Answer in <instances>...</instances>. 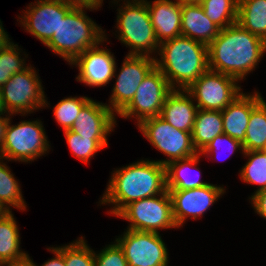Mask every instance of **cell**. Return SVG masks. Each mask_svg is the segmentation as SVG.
<instances>
[{"label": "cell", "instance_id": "obj_18", "mask_svg": "<svg viewBox=\"0 0 266 266\" xmlns=\"http://www.w3.org/2000/svg\"><path fill=\"white\" fill-rule=\"evenodd\" d=\"M263 100L258 92L253 95L241 93L221 111L224 134L241 143L245 140L251 111Z\"/></svg>", "mask_w": 266, "mask_h": 266}, {"label": "cell", "instance_id": "obj_15", "mask_svg": "<svg viewBox=\"0 0 266 266\" xmlns=\"http://www.w3.org/2000/svg\"><path fill=\"white\" fill-rule=\"evenodd\" d=\"M224 191L223 187L213 184L188 190H168L177 228L185 222L187 217L191 216L193 219L201 217Z\"/></svg>", "mask_w": 266, "mask_h": 266}, {"label": "cell", "instance_id": "obj_17", "mask_svg": "<svg viewBox=\"0 0 266 266\" xmlns=\"http://www.w3.org/2000/svg\"><path fill=\"white\" fill-rule=\"evenodd\" d=\"M109 107L90 99L82 107L70 130L82 137L106 139L116 123L115 113Z\"/></svg>", "mask_w": 266, "mask_h": 266}, {"label": "cell", "instance_id": "obj_22", "mask_svg": "<svg viewBox=\"0 0 266 266\" xmlns=\"http://www.w3.org/2000/svg\"><path fill=\"white\" fill-rule=\"evenodd\" d=\"M223 133L221 111L197 110L194 127L191 133L192 143L197 153H201L216 136Z\"/></svg>", "mask_w": 266, "mask_h": 266}, {"label": "cell", "instance_id": "obj_4", "mask_svg": "<svg viewBox=\"0 0 266 266\" xmlns=\"http://www.w3.org/2000/svg\"><path fill=\"white\" fill-rule=\"evenodd\" d=\"M84 8L96 10L92 7L74 6L45 44L70 64L86 49L106 41L105 31L86 16Z\"/></svg>", "mask_w": 266, "mask_h": 266}, {"label": "cell", "instance_id": "obj_26", "mask_svg": "<svg viewBox=\"0 0 266 266\" xmlns=\"http://www.w3.org/2000/svg\"><path fill=\"white\" fill-rule=\"evenodd\" d=\"M242 146L244 151L266 150V103L264 100L251 111Z\"/></svg>", "mask_w": 266, "mask_h": 266}, {"label": "cell", "instance_id": "obj_12", "mask_svg": "<svg viewBox=\"0 0 266 266\" xmlns=\"http://www.w3.org/2000/svg\"><path fill=\"white\" fill-rule=\"evenodd\" d=\"M116 243L123 250L128 266H167L168 252L159 233L126 230Z\"/></svg>", "mask_w": 266, "mask_h": 266}, {"label": "cell", "instance_id": "obj_2", "mask_svg": "<svg viewBox=\"0 0 266 266\" xmlns=\"http://www.w3.org/2000/svg\"><path fill=\"white\" fill-rule=\"evenodd\" d=\"M112 175L101 204L113 203L110 213L115 216L131 202L166 191V166L157 161H138L116 169Z\"/></svg>", "mask_w": 266, "mask_h": 266}, {"label": "cell", "instance_id": "obj_33", "mask_svg": "<svg viewBox=\"0 0 266 266\" xmlns=\"http://www.w3.org/2000/svg\"><path fill=\"white\" fill-rule=\"evenodd\" d=\"M18 45L10 43L7 47L0 50V88L11 78L15 73H20L27 68L24 59H20ZM25 66V67H24Z\"/></svg>", "mask_w": 266, "mask_h": 266}, {"label": "cell", "instance_id": "obj_28", "mask_svg": "<svg viewBox=\"0 0 266 266\" xmlns=\"http://www.w3.org/2000/svg\"><path fill=\"white\" fill-rule=\"evenodd\" d=\"M0 205L5 211H10V206L25 210L26 205L20 186L14 175L0 158ZM9 205V206H8Z\"/></svg>", "mask_w": 266, "mask_h": 266}, {"label": "cell", "instance_id": "obj_9", "mask_svg": "<svg viewBox=\"0 0 266 266\" xmlns=\"http://www.w3.org/2000/svg\"><path fill=\"white\" fill-rule=\"evenodd\" d=\"M6 111L12 114H25L47 105L41 82L32 66L15 73L0 88Z\"/></svg>", "mask_w": 266, "mask_h": 266}, {"label": "cell", "instance_id": "obj_42", "mask_svg": "<svg viewBox=\"0 0 266 266\" xmlns=\"http://www.w3.org/2000/svg\"><path fill=\"white\" fill-rule=\"evenodd\" d=\"M181 5L185 4H201L203 0H176Z\"/></svg>", "mask_w": 266, "mask_h": 266}, {"label": "cell", "instance_id": "obj_36", "mask_svg": "<svg viewBox=\"0 0 266 266\" xmlns=\"http://www.w3.org/2000/svg\"><path fill=\"white\" fill-rule=\"evenodd\" d=\"M250 199L256 213L266 219V190L255 192Z\"/></svg>", "mask_w": 266, "mask_h": 266}, {"label": "cell", "instance_id": "obj_16", "mask_svg": "<svg viewBox=\"0 0 266 266\" xmlns=\"http://www.w3.org/2000/svg\"><path fill=\"white\" fill-rule=\"evenodd\" d=\"M96 45L86 49L71 64L79 67L77 81L88 86H104L114 78L116 63L113 54Z\"/></svg>", "mask_w": 266, "mask_h": 266}, {"label": "cell", "instance_id": "obj_8", "mask_svg": "<svg viewBox=\"0 0 266 266\" xmlns=\"http://www.w3.org/2000/svg\"><path fill=\"white\" fill-rule=\"evenodd\" d=\"M9 121L0 158L30 162L42 156L49 149V142L42 123L38 121H22L17 125H9Z\"/></svg>", "mask_w": 266, "mask_h": 266}, {"label": "cell", "instance_id": "obj_19", "mask_svg": "<svg viewBox=\"0 0 266 266\" xmlns=\"http://www.w3.org/2000/svg\"><path fill=\"white\" fill-rule=\"evenodd\" d=\"M151 23L159 44L181 36L182 5L170 0L146 1Z\"/></svg>", "mask_w": 266, "mask_h": 266}, {"label": "cell", "instance_id": "obj_32", "mask_svg": "<svg viewBox=\"0 0 266 266\" xmlns=\"http://www.w3.org/2000/svg\"><path fill=\"white\" fill-rule=\"evenodd\" d=\"M64 256L66 266H95L94 251L83 237L63 247H56Z\"/></svg>", "mask_w": 266, "mask_h": 266}, {"label": "cell", "instance_id": "obj_11", "mask_svg": "<svg viewBox=\"0 0 266 266\" xmlns=\"http://www.w3.org/2000/svg\"><path fill=\"white\" fill-rule=\"evenodd\" d=\"M172 90L167 79L155 66L140 83L133 99L119 115L124 118L136 116L138 124L144 119L160 116L165 99Z\"/></svg>", "mask_w": 266, "mask_h": 266}, {"label": "cell", "instance_id": "obj_7", "mask_svg": "<svg viewBox=\"0 0 266 266\" xmlns=\"http://www.w3.org/2000/svg\"><path fill=\"white\" fill-rule=\"evenodd\" d=\"M137 125L149 142L169 157L157 161L164 166L197 153L192 143V132L178 130L160 116L144 119Z\"/></svg>", "mask_w": 266, "mask_h": 266}, {"label": "cell", "instance_id": "obj_44", "mask_svg": "<svg viewBox=\"0 0 266 266\" xmlns=\"http://www.w3.org/2000/svg\"><path fill=\"white\" fill-rule=\"evenodd\" d=\"M5 212V210L0 205V215H2Z\"/></svg>", "mask_w": 266, "mask_h": 266}, {"label": "cell", "instance_id": "obj_27", "mask_svg": "<svg viewBox=\"0 0 266 266\" xmlns=\"http://www.w3.org/2000/svg\"><path fill=\"white\" fill-rule=\"evenodd\" d=\"M239 0H203L205 15L220 29L237 22Z\"/></svg>", "mask_w": 266, "mask_h": 266}, {"label": "cell", "instance_id": "obj_21", "mask_svg": "<svg viewBox=\"0 0 266 266\" xmlns=\"http://www.w3.org/2000/svg\"><path fill=\"white\" fill-rule=\"evenodd\" d=\"M181 18V35L206 45H209L221 30L205 15L201 4L182 5Z\"/></svg>", "mask_w": 266, "mask_h": 266}, {"label": "cell", "instance_id": "obj_3", "mask_svg": "<svg viewBox=\"0 0 266 266\" xmlns=\"http://www.w3.org/2000/svg\"><path fill=\"white\" fill-rule=\"evenodd\" d=\"M158 50L161 60L155 59V66L172 89L178 87L186 90L209 69L208 45L189 37L181 35L166 40L159 45Z\"/></svg>", "mask_w": 266, "mask_h": 266}, {"label": "cell", "instance_id": "obj_39", "mask_svg": "<svg viewBox=\"0 0 266 266\" xmlns=\"http://www.w3.org/2000/svg\"><path fill=\"white\" fill-rule=\"evenodd\" d=\"M6 115V117H1L0 115V152H1V148L3 146V143H4V139H5V134H6V128H7V125L10 121V116Z\"/></svg>", "mask_w": 266, "mask_h": 266}, {"label": "cell", "instance_id": "obj_38", "mask_svg": "<svg viewBox=\"0 0 266 266\" xmlns=\"http://www.w3.org/2000/svg\"><path fill=\"white\" fill-rule=\"evenodd\" d=\"M74 6L92 7L98 9L102 5L103 0H64Z\"/></svg>", "mask_w": 266, "mask_h": 266}, {"label": "cell", "instance_id": "obj_10", "mask_svg": "<svg viewBox=\"0 0 266 266\" xmlns=\"http://www.w3.org/2000/svg\"><path fill=\"white\" fill-rule=\"evenodd\" d=\"M234 77L207 70L186 91L197 100L198 109L224 110L242 92Z\"/></svg>", "mask_w": 266, "mask_h": 266}, {"label": "cell", "instance_id": "obj_31", "mask_svg": "<svg viewBox=\"0 0 266 266\" xmlns=\"http://www.w3.org/2000/svg\"><path fill=\"white\" fill-rule=\"evenodd\" d=\"M90 100L87 97H68L54 107V116L57 123L62 126L65 130H70L73 126L74 121L79 115L82 107Z\"/></svg>", "mask_w": 266, "mask_h": 266}, {"label": "cell", "instance_id": "obj_43", "mask_svg": "<svg viewBox=\"0 0 266 266\" xmlns=\"http://www.w3.org/2000/svg\"><path fill=\"white\" fill-rule=\"evenodd\" d=\"M5 113H7L5 107H4V104H3V100H2V95H1V92H0V115H4Z\"/></svg>", "mask_w": 266, "mask_h": 266}, {"label": "cell", "instance_id": "obj_20", "mask_svg": "<svg viewBox=\"0 0 266 266\" xmlns=\"http://www.w3.org/2000/svg\"><path fill=\"white\" fill-rule=\"evenodd\" d=\"M192 96L183 89H173L166 97L160 117L174 128L192 132L198 110Z\"/></svg>", "mask_w": 266, "mask_h": 266}, {"label": "cell", "instance_id": "obj_13", "mask_svg": "<svg viewBox=\"0 0 266 266\" xmlns=\"http://www.w3.org/2000/svg\"><path fill=\"white\" fill-rule=\"evenodd\" d=\"M117 75L110 99V110L119 114L133 99L140 83L155 67V58L127 55Z\"/></svg>", "mask_w": 266, "mask_h": 266}, {"label": "cell", "instance_id": "obj_41", "mask_svg": "<svg viewBox=\"0 0 266 266\" xmlns=\"http://www.w3.org/2000/svg\"><path fill=\"white\" fill-rule=\"evenodd\" d=\"M32 266V260L30 259V257H27L24 260L18 261V262H11V263H4V264H0V266Z\"/></svg>", "mask_w": 266, "mask_h": 266}, {"label": "cell", "instance_id": "obj_6", "mask_svg": "<svg viewBox=\"0 0 266 266\" xmlns=\"http://www.w3.org/2000/svg\"><path fill=\"white\" fill-rule=\"evenodd\" d=\"M160 197V198H159ZM125 206L116 216L130 222L127 229L159 233V229L176 228L168 190Z\"/></svg>", "mask_w": 266, "mask_h": 266}, {"label": "cell", "instance_id": "obj_37", "mask_svg": "<svg viewBox=\"0 0 266 266\" xmlns=\"http://www.w3.org/2000/svg\"><path fill=\"white\" fill-rule=\"evenodd\" d=\"M48 249L55 254V258L48 260L42 266H66L63 254L56 247ZM32 266H36V264L32 262Z\"/></svg>", "mask_w": 266, "mask_h": 266}, {"label": "cell", "instance_id": "obj_25", "mask_svg": "<svg viewBox=\"0 0 266 266\" xmlns=\"http://www.w3.org/2000/svg\"><path fill=\"white\" fill-rule=\"evenodd\" d=\"M237 23L266 42V0H239Z\"/></svg>", "mask_w": 266, "mask_h": 266}, {"label": "cell", "instance_id": "obj_34", "mask_svg": "<svg viewBox=\"0 0 266 266\" xmlns=\"http://www.w3.org/2000/svg\"><path fill=\"white\" fill-rule=\"evenodd\" d=\"M95 266H128L123 250L117 243L105 247L99 254L94 252Z\"/></svg>", "mask_w": 266, "mask_h": 266}, {"label": "cell", "instance_id": "obj_1", "mask_svg": "<svg viewBox=\"0 0 266 266\" xmlns=\"http://www.w3.org/2000/svg\"><path fill=\"white\" fill-rule=\"evenodd\" d=\"M265 51L266 42L236 22L221 29L208 45V67L241 80L253 71Z\"/></svg>", "mask_w": 266, "mask_h": 266}, {"label": "cell", "instance_id": "obj_14", "mask_svg": "<svg viewBox=\"0 0 266 266\" xmlns=\"http://www.w3.org/2000/svg\"><path fill=\"white\" fill-rule=\"evenodd\" d=\"M35 4H30L20 21L25 30L46 44L74 5L64 0H38Z\"/></svg>", "mask_w": 266, "mask_h": 266}, {"label": "cell", "instance_id": "obj_23", "mask_svg": "<svg viewBox=\"0 0 266 266\" xmlns=\"http://www.w3.org/2000/svg\"><path fill=\"white\" fill-rule=\"evenodd\" d=\"M199 158L200 153H196L191 157L172 161L167 164L166 190H188L208 185L209 183L200 180V175H197V179H195L196 177L194 178V176L189 174L191 167H194L196 170L199 169L196 168Z\"/></svg>", "mask_w": 266, "mask_h": 266}, {"label": "cell", "instance_id": "obj_35", "mask_svg": "<svg viewBox=\"0 0 266 266\" xmlns=\"http://www.w3.org/2000/svg\"><path fill=\"white\" fill-rule=\"evenodd\" d=\"M223 142H225L228 150L231 152L230 154H232L237 149L242 150V152L244 151L242 143L240 141L234 138H231L229 135L223 133L221 135L216 136L200 154L211 155V152L217 153V151H219V148L221 147V144H223Z\"/></svg>", "mask_w": 266, "mask_h": 266}, {"label": "cell", "instance_id": "obj_30", "mask_svg": "<svg viewBox=\"0 0 266 266\" xmlns=\"http://www.w3.org/2000/svg\"><path fill=\"white\" fill-rule=\"evenodd\" d=\"M64 133L71 152L84 163H88L95 153L108 146L107 139H90L71 130H65Z\"/></svg>", "mask_w": 266, "mask_h": 266}, {"label": "cell", "instance_id": "obj_29", "mask_svg": "<svg viewBox=\"0 0 266 266\" xmlns=\"http://www.w3.org/2000/svg\"><path fill=\"white\" fill-rule=\"evenodd\" d=\"M243 153L250 158L240 171L241 179L248 184H258L256 192L266 190V150Z\"/></svg>", "mask_w": 266, "mask_h": 266}, {"label": "cell", "instance_id": "obj_40", "mask_svg": "<svg viewBox=\"0 0 266 266\" xmlns=\"http://www.w3.org/2000/svg\"><path fill=\"white\" fill-rule=\"evenodd\" d=\"M8 34L4 31V28L2 27V23L0 20V50L4 49L7 47L11 42L10 38H8ZM9 39V40H8Z\"/></svg>", "mask_w": 266, "mask_h": 266}, {"label": "cell", "instance_id": "obj_5", "mask_svg": "<svg viewBox=\"0 0 266 266\" xmlns=\"http://www.w3.org/2000/svg\"><path fill=\"white\" fill-rule=\"evenodd\" d=\"M127 3V4H126ZM118 9L117 29L119 40L132 50L128 55L150 56L159 49L155 31L151 23L146 0H130Z\"/></svg>", "mask_w": 266, "mask_h": 266}, {"label": "cell", "instance_id": "obj_24", "mask_svg": "<svg viewBox=\"0 0 266 266\" xmlns=\"http://www.w3.org/2000/svg\"><path fill=\"white\" fill-rule=\"evenodd\" d=\"M11 211L0 215V264L18 262L29 257L19 250L20 236Z\"/></svg>", "mask_w": 266, "mask_h": 266}]
</instances>
